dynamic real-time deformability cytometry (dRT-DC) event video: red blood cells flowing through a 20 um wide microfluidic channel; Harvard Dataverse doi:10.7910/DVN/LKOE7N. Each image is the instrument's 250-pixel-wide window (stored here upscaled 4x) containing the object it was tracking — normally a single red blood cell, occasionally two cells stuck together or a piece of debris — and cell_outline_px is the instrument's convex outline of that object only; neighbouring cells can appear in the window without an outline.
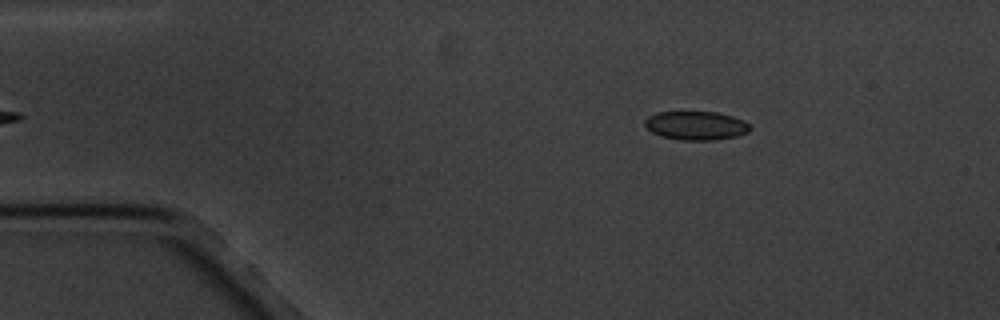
{"species": "common noctule bat (a hibernating species)", "species_latin": "Nyctalus noctula", "temperature_condition": "cold", "stored_images_in_passage": 6, "camera_frame_rate_fps": 3000, "um_per_image_px": 0.085, "animal": {"sex": "male", "body_mass_g": 20.1, "forearm_length_mm": 53.5}, "frame": {"image": 1, "passage_image": 6, "time_ms": 6.0, "image_size_px": [1000, 320], "cell_outline_px": [[752, 128], [748, 132], [736, 136], [712, 140], [680, 140], [660, 136], [652, 132], [644, 124], [644, 120], [648, 116], [656, 112], [716, 112], [732, 116], [744, 120]], "centroid_in_image_um": [59.15, 10.67], "position_along_channel_um": 25.9, "area_um2": 17.63}}